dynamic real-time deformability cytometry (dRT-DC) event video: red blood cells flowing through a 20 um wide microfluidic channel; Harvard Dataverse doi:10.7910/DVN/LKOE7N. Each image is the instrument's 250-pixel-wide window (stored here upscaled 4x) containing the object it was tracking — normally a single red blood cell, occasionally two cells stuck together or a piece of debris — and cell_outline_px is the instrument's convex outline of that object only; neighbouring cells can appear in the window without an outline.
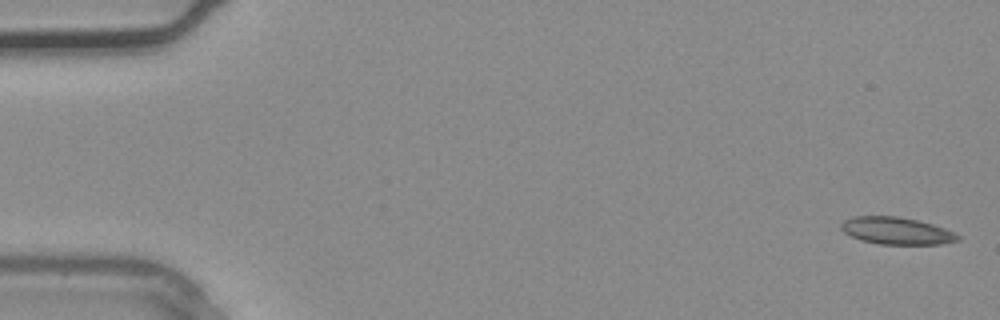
{"species": "common noctule bat (a hibernating species)", "species_latin": "Nyctalus noctula", "temperature_condition": "warm", "stored_images_in_passage": 4, "camera_frame_rate_fps": 3000, "um_per_image_px": 0.085, "animal": {"sex": "male", "body_mass_g": 20.4}, "frame": {"image": 1, "passage_image": 1, "time_ms": 0.0, "image_size_px": [1000, 320], "cell_outline_px": [[960, 240], [940, 244], [880, 244], [860, 240], [844, 232], [840, 228], [840, 224], [844, 220], [852, 216], [900, 216], [932, 224], [956, 232], [960, 236]], "centroid_in_image_um": [76.2, 19.61], "position_along_channel_um": 8.8, "area_um2": 18.55}}
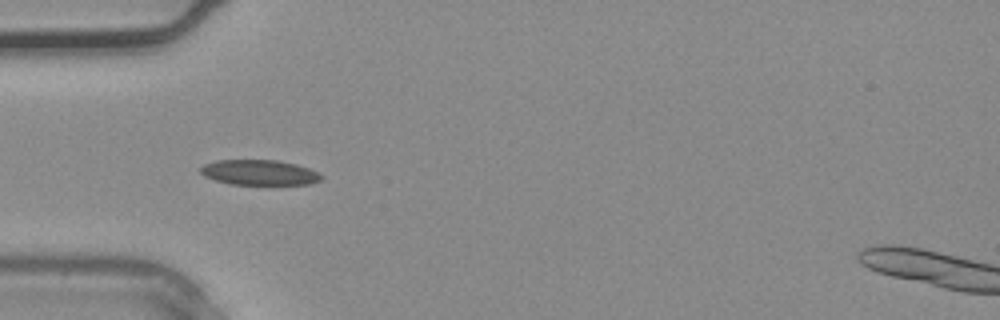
{"frame": {"image": 2, "passage_image": 4, "time_ms": 1.0, "image_size_px": [1000, 320], "cell_outline_px": [[324, 176], [320, 180], [312, 184], [232, 184], [216, 180], [204, 176], [200, 172], [200, 168], [204, 164], [216, 160], [276, 160], [296, 164], [308, 168]], "centroid_in_image_um": [22.04, 14.65], "position_along_channel_um": 63.0, "area_um2": 17.63}}